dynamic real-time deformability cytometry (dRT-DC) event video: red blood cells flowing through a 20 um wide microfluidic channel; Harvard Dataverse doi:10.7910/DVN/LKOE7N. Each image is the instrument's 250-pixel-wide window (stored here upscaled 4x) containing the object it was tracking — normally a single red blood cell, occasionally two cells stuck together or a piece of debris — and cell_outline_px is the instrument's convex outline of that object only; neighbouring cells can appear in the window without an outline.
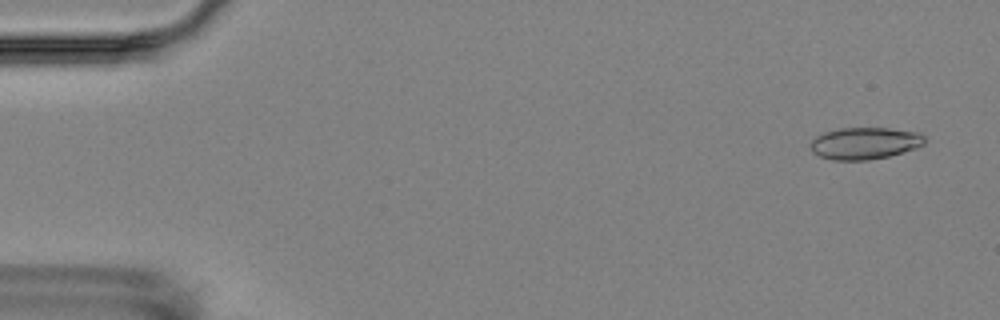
{"species": "Egyptian fruit bat (a non-hibernating species)", "species_latin": "Rousettus aegyptiacus", "temperature_condition": "room temperature", "stored_images_in_passage": 5, "camera_frame_rate_fps": 3000, "um_per_image_px": 0.085, "animal": {"sex": "female"}, "frame": {"image": 1, "passage_image": 1, "time_ms": 0.0, "image_size_px": [1000, 320], "cell_outline_px": [[924, 144], [916, 148], [888, 156], [868, 160], [832, 160], [820, 156], [812, 152], [808, 144], [816, 136], [824, 132], [840, 128], [888, 128], [920, 132], [924, 136]], "centroid_in_image_um": [73.48, 12.17], "position_along_channel_um": 11.5, "area_um2": 21.33}}